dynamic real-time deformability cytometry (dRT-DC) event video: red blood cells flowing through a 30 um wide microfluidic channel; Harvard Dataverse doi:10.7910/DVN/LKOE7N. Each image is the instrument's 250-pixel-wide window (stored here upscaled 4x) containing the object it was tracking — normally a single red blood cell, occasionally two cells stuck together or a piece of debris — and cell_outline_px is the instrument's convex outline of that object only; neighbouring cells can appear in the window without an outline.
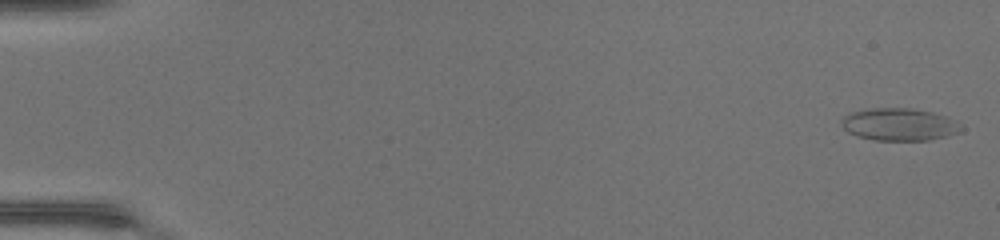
{"species": "common noctule bat (a hibernating species)", "species_latin": "Nyctalus noctula", "temperature_condition": "warm", "stored_images_in_passage": 48, "camera_frame_rate_fps": 3000, "um_per_image_px": 0.085, "animal": {"sex": "female", "body_mass_g": 17.0, "forearm_length_mm": 48.0}, "frame": {"image": 1, "passage_image": 1, "time_ms": 0.0, "image_size_px": [1000, 240], "cell_outline_px": [[964, 128], [960, 132], [948, 136], [928, 140], [872, 140], [856, 136], [848, 132], [840, 124], [840, 120], [844, 116], [852, 112], [872, 108], [912, 108], [932, 112], [956, 120]], "centroid_in_image_um": [76.44, 10.58], "position_along_channel_um": 8.6, "area_um2": 22.77}}
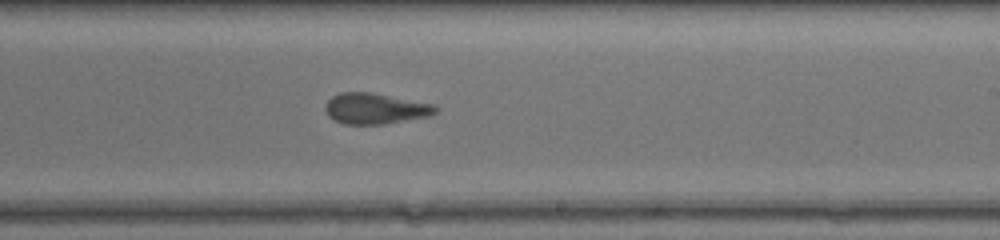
{"frame": {"image": 2, "passage_image": 30, "time_ms": 9.667, "image_size_px": [1000, 240], "cell_outline_px": [[440, 108], [436, 112], [428, 116], [384, 124], [344, 124], [332, 120], [328, 116], [324, 108], [328, 100], [332, 96], [340, 92], [372, 92], [432, 104]], "centroid_in_image_um": [31.86, 9.23], "position_along_channel_um": 257.1, "area_um2": 19.83}}
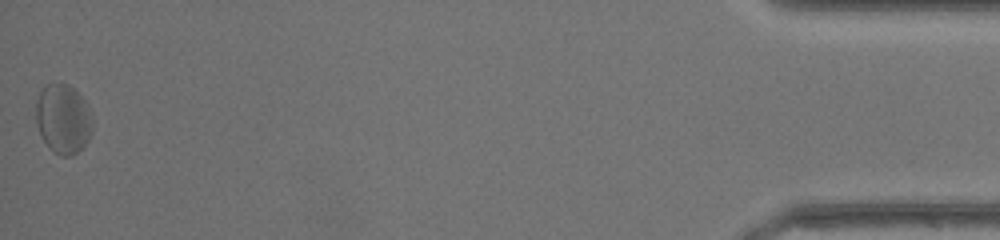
{"frame": {"image": 3, "passage_image": 48, "time_ms": 15.667, "image_size_px": [1000, 240], "cell_outline_px": [[92, 132], [88, 140], [72, 156], [60, 156], [52, 152], [48, 148], [40, 132], [36, 120], [36, 100], [40, 92], [48, 84], [68, 84], [84, 100], [92, 120]], "centroid_in_image_um": [5.35, 10.14], "position_along_channel_um": 429.8, "area_um2": 22.54}, "authors_computed_cell_mechanics": {"area_um2": 20.4901, "velocity_mm_per_s": 4.4067, "shape_relaxation_time_tau1_ms": 4.581, "shape_relaxation_time_tau2_ms": 2.1249, "deformation_change_tau1": 0.1154, "deformation_change_tau2": 0.1118}}